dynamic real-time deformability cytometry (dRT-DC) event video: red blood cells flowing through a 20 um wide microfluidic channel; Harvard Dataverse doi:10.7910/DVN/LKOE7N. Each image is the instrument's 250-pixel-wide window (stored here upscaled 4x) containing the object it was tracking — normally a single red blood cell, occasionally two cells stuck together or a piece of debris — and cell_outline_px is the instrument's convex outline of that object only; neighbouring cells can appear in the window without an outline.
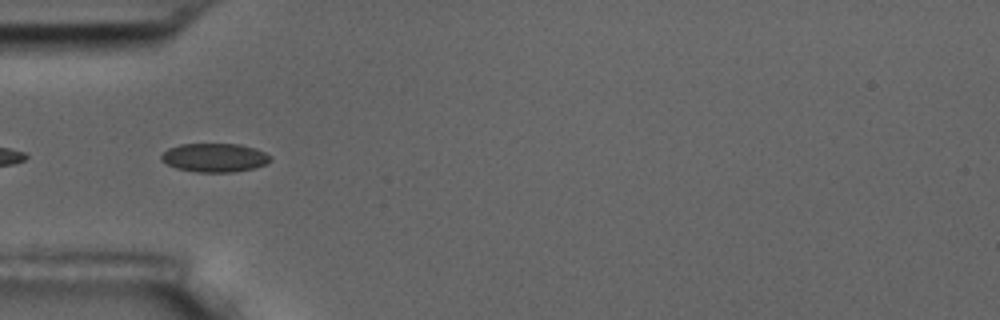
{"species": "common noctule bat (a hibernating species)", "species_latin": "Nyctalus noctula", "temperature_condition": "room temperature", "stored_images_in_passage": 6, "segment_of_instrument_passage": [2, 2], "camera_frame_rate_fps": 3000, "um_per_image_px": 0.085, "animal": {"sex": "male", "body_mass_g": 17.5, "forearm_length_mm": 52.3}, "frame": {"image": 1, "passage_image": 4, "time_ms": 3.667, "image_size_px": [1000, 320], "cell_outline_px": [[272, 160], [264, 164], [252, 168], [232, 172], [196, 172], [176, 168], [160, 160], [160, 156], [168, 148], [180, 144], [240, 144], [256, 148], [272, 156]], "centroid_in_image_um": [18.23, 13.39], "position_along_channel_um": 66.8, "area_um2": 18.26}}
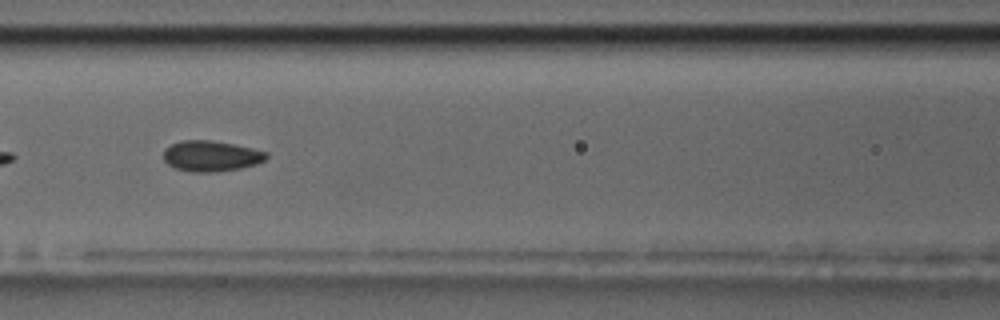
{"frame": {"image": 2, "passage_image": 6, "time_ms": 6.0, "image_size_px": [1000, 320], "cell_outline_px": [[268, 156], [264, 160], [256, 164], [240, 168], [216, 172], [192, 172], [176, 168], [168, 164], [164, 160], [164, 148], [172, 144], [184, 140], [208, 140], [232, 144], [252, 148], [268, 152]], "centroid_in_image_um": [17.94, 13.26], "position_along_channel_um": 148.7, "area_um2": 18.26}}